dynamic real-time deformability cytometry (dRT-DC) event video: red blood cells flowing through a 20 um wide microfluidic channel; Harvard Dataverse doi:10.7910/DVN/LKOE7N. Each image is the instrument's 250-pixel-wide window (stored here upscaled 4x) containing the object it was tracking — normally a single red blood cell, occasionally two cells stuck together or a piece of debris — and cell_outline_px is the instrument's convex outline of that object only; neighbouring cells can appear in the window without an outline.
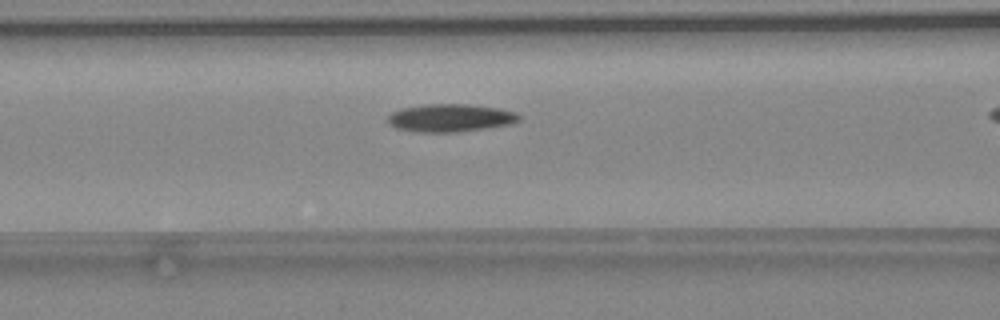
{"species": "common noctule bat (a hibernating species)", "species_latin": "Nyctalus noctula", "temperature_condition": "warm", "stored_images_in_passage": 33, "camera_frame_rate_fps": 3000, "um_per_image_px": 0.085, "animal": {"sex": "female", "body_mass_g": 24.6, "forearm_length_mm": 56.2}, "frame": {"image": 1, "passage_image": 13, "time_ms": 4.0, "image_size_px": [1000, 320], "cell_outline_px": [[520, 120], [512, 124], [456, 132], [420, 132], [396, 128], [388, 124], [384, 120], [392, 112], [400, 108], [428, 104], [472, 104], [500, 108], [516, 112], [520, 116]], "centroid_in_image_um": [38.26, 10.01], "position_along_channel_um": 128.3, "area_um2": 21.5}}
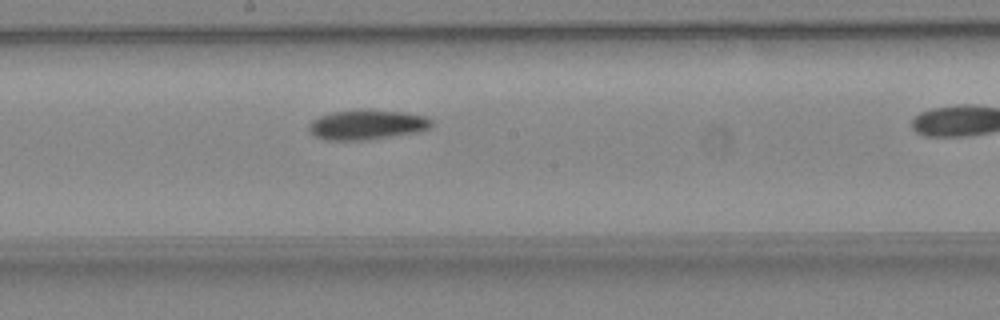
{"frame": {"image": 2, "passage_image": 19, "time_ms": 6.0, "image_size_px": [1000, 320], "cell_outline_px": [[432, 124], [428, 128], [416, 132], [360, 140], [324, 140], [308, 132], [308, 124], [312, 120], [320, 116], [332, 112], [368, 108], [372, 108], [404, 112], [424, 116], [432, 120]], "centroid_in_image_um": [31.14, 10.57], "position_along_channel_um": 217.1, "area_um2": 21.39}}
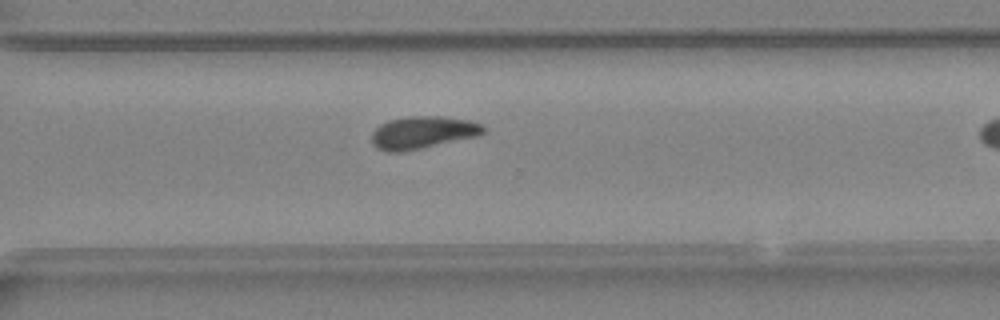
{"frame": {"image": 3, "passage_image": 27, "time_ms": 8.667, "image_size_px": [1000, 320], "cell_outline_px": [[484, 132], [476, 136], [404, 152], [384, 152], [376, 148], [372, 144], [372, 132], [380, 124], [388, 120], [408, 116], [444, 116], [468, 120], [484, 124]], "centroid_in_image_um": [35.89, 11.26], "position_along_channel_um": 334.7, "area_um2": 21.27}}